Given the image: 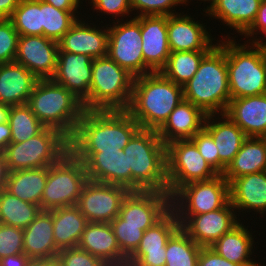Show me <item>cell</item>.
I'll use <instances>...</instances> for the list:
<instances>
[{
	"mask_svg": "<svg viewBox=\"0 0 266 266\" xmlns=\"http://www.w3.org/2000/svg\"><path fill=\"white\" fill-rule=\"evenodd\" d=\"M140 128L127 110H85L69 151L84 163L95 152L123 150Z\"/></svg>",
	"mask_w": 266,
	"mask_h": 266,
	"instance_id": "1",
	"label": "cell"
},
{
	"mask_svg": "<svg viewBox=\"0 0 266 266\" xmlns=\"http://www.w3.org/2000/svg\"><path fill=\"white\" fill-rule=\"evenodd\" d=\"M130 191L168 193L166 145L157 130L140 128L124 147Z\"/></svg>",
	"mask_w": 266,
	"mask_h": 266,
	"instance_id": "2",
	"label": "cell"
},
{
	"mask_svg": "<svg viewBox=\"0 0 266 266\" xmlns=\"http://www.w3.org/2000/svg\"><path fill=\"white\" fill-rule=\"evenodd\" d=\"M182 100V86L167 79L160 72H152L134 78L127 112L141 128L158 130Z\"/></svg>",
	"mask_w": 266,
	"mask_h": 266,
	"instance_id": "3",
	"label": "cell"
},
{
	"mask_svg": "<svg viewBox=\"0 0 266 266\" xmlns=\"http://www.w3.org/2000/svg\"><path fill=\"white\" fill-rule=\"evenodd\" d=\"M223 38L202 58L197 72L183 86L184 99L207 115L225 114L231 100Z\"/></svg>",
	"mask_w": 266,
	"mask_h": 266,
	"instance_id": "4",
	"label": "cell"
},
{
	"mask_svg": "<svg viewBox=\"0 0 266 266\" xmlns=\"http://www.w3.org/2000/svg\"><path fill=\"white\" fill-rule=\"evenodd\" d=\"M27 105L38 120L70 139L83 112L82 102L52 79L38 80Z\"/></svg>",
	"mask_w": 266,
	"mask_h": 266,
	"instance_id": "5",
	"label": "cell"
},
{
	"mask_svg": "<svg viewBox=\"0 0 266 266\" xmlns=\"http://www.w3.org/2000/svg\"><path fill=\"white\" fill-rule=\"evenodd\" d=\"M225 38L228 85L231 99L266 94L264 50L254 43L239 44Z\"/></svg>",
	"mask_w": 266,
	"mask_h": 266,
	"instance_id": "6",
	"label": "cell"
},
{
	"mask_svg": "<svg viewBox=\"0 0 266 266\" xmlns=\"http://www.w3.org/2000/svg\"><path fill=\"white\" fill-rule=\"evenodd\" d=\"M134 76L108 56L92 60V81L84 110H127Z\"/></svg>",
	"mask_w": 266,
	"mask_h": 266,
	"instance_id": "7",
	"label": "cell"
},
{
	"mask_svg": "<svg viewBox=\"0 0 266 266\" xmlns=\"http://www.w3.org/2000/svg\"><path fill=\"white\" fill-rule=\"evenodd\" d=\"M69 151V139L60 131L45 127L26 141L11 142L3 151L9 172L49 167Z\"/></svg>",
	"mask_w": 266,
	"mask_h": 266,
	"instance_id": "8",
	"label": "cell"
},
{
	"mask_svg": "<svg viewBox=\"0 0 266 266\" xmlns=\"http://www.w3.org/2000/svg\"><path fill=\"white\" fill-rule=\"evenodd\" d=\"M89 178L84 163L68 151L48 167V177L41 197L42 211L77 205Z\"/></svg>",
	"mask_w": 266,
	"mask_h": 266,
	"instance_id": "9",
	"label": "cell"
},
{
	"mask_svg": "<svg viewBox=\"0 0 266 266\" xmlns=\"http://www.w3.org/2000/svg\"><path fill=\"white\" fill-rule=\"evenodd\" d=\"M168 194L195 181H206L219 175L201 156L191 139L176 140L166 145Z\"/></svg>",
	"mask_w": 266,
	"mask_h": 266,
	"instance_id": "10",
	"label": "cell"
},
{
	"mask_svg": "<svg viewBox=\"0 0 266 266\" xmlns=\"http://www.w3.org/2000/svg\"><path fill=\"white\" fill-rule=\"evenodd\" d=\"M229 201V182L222 174L206 181H195L180 187L171 196L176 216H193L215 211Z\"/></svg>",
	"mask_w": 266,
	"mask_h": 266,
	"instance_id": "11",
	"label": "cell"
},
{
	"mask_svg": "<svg viewBox=\"0 0 266 266\" xmlns=\"http://www.w3.org/2000/svg\"><path fill=\"white\" fill-rule=\"evenodd\" d=\"M112 21L113 26L108 27L107 56L134 77L144 75L141 16L123 20V23L118 18Z\"/></svg>",
	"mask_w": 266,
	"mask_h": 266,
	"instance_id": "12",
	"label": "cell"
},
{
	"mask_svg": "<svg viewBox=\"0 0 266 266\" xmlns=\"http://www.w3.org/2000/svg\"><path fill=\"white\" fill-rule=\"evenodd\" d=\"M129 192L121 185L88 180L76 206L88 222L110 223L119 215L122 202Z\"/></svg>",
	"mask_w": 266,
	"mask_h": 266,
	"instance_id": "13",
	"label": "cell"
},
{
	"mask_svg": "<svg viewBox=\"0 0 266 266\" xmlns=\"http://www.w3.org/2000/svg\"><path fill=\"white\" fill-rule=\"evenodd\" d=\"M230 201L222 208L193 216H176L180 227L199 246L210 247L225 233L240 223Z\"/></svg>",
	"mask_w": 266,
	"mask_h": 266,
	"instance_id": "14",
	"label": "cell"
},
{
	"mask_svg": "<svg viewBox=\"0 0 266 266\" xmlns=\"http://www.w3.org/2000/svg\"><path fill=\"white\" fill-rule=\"evenodd\" d=\"M179 227L176 214L170 209L157 223L144 231L139 246L127 259L126 266H165L167 241Z\"/></svg>",
	"mask_w": 266,
	"mask_h": 266,
	"instance_id": "15",
	"label": "cell"
},
{
	"mask_svg": "<svg viewBox=\"0 0 266 266\" xmlns=\"http://www.w3.org/2000/svg\"><path fill=\"white\" fill-rule=\"evenodd\" d=\"M171 209V196L158 191H130L122 202V224L152 227Z\"/></svg>",
	"mask_w": 266,
	"mask_h": 266,
	"instance_id": "16",
	"label": "cell"
},
{
	"mask_svg": "<svg viewBox=\"0 0 266 266\" xmlns=\"http://www.w3.org/2000/svg\"><path fill=\"white\" fill-rule=\"evenodd\" d=\"M58 42L43 35L19 36L15 62L39 80L52 79L57 69Z\"/></svg>",
	"mask_w": 266,
	"mask_h": 266,
	"instance_id": "17",
	"label": "cell"
},
{
	"mask_svg": "<svg viewBox=\"0 0 266 266\" xmlns=\"http://www.w3.org/2000/svg\"><path fill=\"white\" fill-rule=\"evenodd\" d=\"M182 12L170 15L167 19V35L170 52L210 51L213 36L207 31V25ZM210 33V34H209Z\"/></svg>",
	"mask_w": 266,
	"mask_h": 266,
	"instance_id": "18",
	"label": "cell"
},
{
	"mask_svg": "<svg viewBox=\"0 0 266 266\" xmlns=\"http://www.w3.org/2000/svg\"><path fill=\"white\" fill-rule=\"evenodd\" d=\"M167 19L168 16H141L144 75L152 72H160L170 56Z\"/></svg>",
	"mask_w": 266,
	"mask_h": 266,
	"instance_id": "19",
	"label": "cell"
},
{
	"mask_svg": "<svg viewBox=\"0 0 266 266\" xmlns=\"http://www.w3.org/2000/svg\"><path fill=\"white\" fill-rule=\"evenodd\" d=\"M81 18L58 41V51L75 54H85L92 59L107 56L108 52V25L99 28L96 23H86ZM92 24V25H90ZM103 28V29H102Z\"/></svg>",
	"mask_w": 266,
	"mask_h": 266,
	"instance_id": "20",
	"label": "cell"
},
{
	"mask_svg": "<svg viewBox=\"0 0 266 266\" xmlns=\"http://www.w3.org/2000/svg\"><path fill=\"white\" fill-rule=\"evenodd\" d=\"M92 60L85 54L58 51L57 69L52 80L67 88L82 104L89 97Z\"/></svg>",
	"mask_w": 266,
	"mask_h": 266,
	"instance_id": "21",
	"label": "cell"
},
{
	"mask_svg": "<svg viewBox=\"0 0 266 266\" xmlns=\"http://www.w3.org/2000/svg\"><path fill=\"white\" fill-rule=\"evenodd\" d=\"M217 116L208 114L204 129L212 136L217 147L219 174H222L248 137L226 114H217Z\"/></svg>",
	"mask_w": 266,
	"mask_h": 266,
	"instance_id": "22",
	"label": "cell"
},
{
	"mask_svg": "<svg viewBox=\"0 0 266 266\" xmlns=\"http://www.w3.org/2000/svg\"><path fill=\"white\" fill-rule=\"evenodd\" d=\"M77 247L102 259L109 266H126L110 223L88 222Z\"/></svg>",
	"mask_w": 266,
	"mask_h": 266,
	"instance_id": "23",
	"label": "cell"
},
{
	"mask_svg": "<svg viewBox=\"0 0 266 266\" xmlns=\"http://www.w3.org/2000/svg\"><path fill=\"white\" fill-rule=\"evenodd\" d=\"M207 114L187 100H182L170 113L157 134L165 145L176 140L191 139L204 128Z\"/></svg>",
	"mask_w": 266,
	"mask_h": 266,
	"instance_id": "24",
	"label": "cell"
},
{
	"mask_svg": "<svg viewBox=\"0 0 266 266\" xmlns=\"http://www.w3.org/2000/svg\"><path fill=\"white\" fill-rule=\"evenodd\" d=\"M229 201L236 212L245 211L244 214L246 211L247 213L254 211L264 216L266 213V171L232 179L229 182Z\"/></svg>",
	"mask_w": 266,
	"mask_h": 266,
	"instance_id": "25",
	"label": "cell"
},
{
	"mask_svg": "<svg viewBox=\"0 0 266 266\" xmlns=\"http://www.w3.org/2000/svg\"><path fill=\"white\" fill-rule=\"evenodd\" d=\"M225 114L247 137L260 138L266 133V94L231 99Z\"/></svg>",
	"mask_w": 266,
	"mask_h": 266,
	"instance_id": "26",
	"label": "cell"
},
{
	"mask_svg": "<svg viewBox=\"0 0 266 266\" xmlns=\"http://www.w3.org/2000/svg\"><path fill=\"white\" fill-rule=\"evenodd\" d=\"M38 80L15 61L0 64V103L8 106L27 104Z\"/></svg>",
	"mask_w": 266,
	"mask_h": 266,
	"instance_id": "27",
	"label": "cell"
},
{
	"mask_svg": "<svg viewBox=\"0 0 266 266\" xmlns=\"http://www.w3.org/2000/svg\"><path fill=\"white\" fill-rule=\"evenodd\" d=\"M84 165L89 180L128 189V161L123 150L95 152Z\"/></svg>",
	"mask_w": 266,
	"mask_h": 266,
	"instance_id": "28",
	"label": "cell"
},
{
	"mask_svg": "<svg viewBox=\"0 0 266 266\" xmlns=\"http://www.w3.org/2000/svg\"><path fill=\"white\" fill-rule=\"evenodd\" d=\"M52 214L41 213L23 229L24 253L31 259H56L59 250L54 242Z\"/></svg>",
	"mask_w": 266,
	"mask_h": 266,
	"instance_id": "29",
	"label": "cell"
},
{
	"mask_svg": "<svg viewBox=\"0 0 266 266\" xmlns=\"http://www.w3.org/2000/svg\"><path fill=\"white\" fill-rule=\"evenodd\" d=\"M248 227L240 222L213 243L210 248L230 262L244 266H262L261 263L258 264L251 258L255 242L252 236L254 232L248 230Z\"/></svg>",
	"mask_w": 266,
	"mask_h": 266,
	"instance_id": "30",
	"label": "cell"
},
{
	"mask_svg": "<svg viewBox=\"0 0 266 266\" xmlns=\"http://www.w3.org/2000/svg\"><path fill=\"white\" fill-rule=\"evenodd\" d=\"M262 0H214L205 12L242 35L254 22ZM209 15V16H208Z\"/></svg>",
	"mask_w": 266,
	"mask_h": 266,
	"instance_id": "31",
	"label": "cell"
},
{
	"mask_svg": "<svg viewBox=\"0 0 266 266\" xmlns=\"http://www.w3.org/2000/svg\"><path fill=\"white\" fill-rule=\"evenodd\" d=\"M49 212L52 214L56 248L60 251L77 247L88 223L79 208L75 205L53 209Z\"/></svg>",
	"mask_w": 266,
	"mask_h": 266,
	"instance_id": "32",
	"label": "cell"
},
{
	"mask_svg": "<svg viewBox=\"0 0 266 266\" xmlns=\"http://www.w3.org/2000/svg\"><path fill=\"white\" fill-rule=\"evenodd\" d=\"M48 167L21 169L8 173L5 190L41 207V197L46 186Z\"/></svg>",
	"mask_w": 266,
	"mask_h": 266,
	"instance_id": "33",
	"label": "cell"
},
{
	"mask_svg": "<svg viewBox=\"0 0 266 266\" xmlns=\"http://www.w3.org/2000/svg\"><path fill=\"white\" fill-rule=\"evenodd\" d=\"M261 171H266L265 145L260 138L248 137L222 175L230 182L237 177Z\"/></svg>",
	"mask_w": 266,
	"mask_h": 266,
	"instance_id": "34",
	"label": "cell"
},
{
	"mask_svg": "<svg viewBox=\"0 0 266 266\" xmlns=\"http://www.w3.org/2000/svg\"><path fill=\"white\" fill-rule=\"evenodd\" d=\"M39 205L20 200L5 189L0 191V223L25 229L41 213Z\"/></svg>",
	"mask_w": 266,
	"mask_h": 266,
	"instance_id": "35",
	"label": "cell"
},
{
	"mask_svg": "<svg viewBox=\"0 0 266 266\" xmlns=\"http://www.w3.org/2000/svg\"><path fill=\"white\" fill-rule=\"evenodd\" d=\"M209 51L171 52L160 73L175 84L184 86L197 72L199 63Z\"/></svg>",
	"mask_w": 266,
	"mask_h": 266,
	"instance_id": "36",
	"label": "cell"
},
{
	"mask_svg": "<svg viewBox=\"0 0 266 266\" xmlns=\"http://www.w3.org/2000/svg\"><path fill=\"white\" fill-rule=\"evenodd\" d=\"M201 248L179 227L167 241L165 266H197Z\"/></svg>",
	"mask_w": 266,
	"mask_h": 266,
	"instance_id": "37",
	"label": "cell"
},
{
	"mask_svg": "<svg viewBox=\"0 0 266 266\" xmlns=\"http://www.w3.org/2000/svg\"><path fill=\"white\" fill-rule=\"evenodd\" d=\"M10 20L19 36L43 35L42 0H20Z\"/></svg>",
	"mask_w": 266,
	"mask_h": 266,
	"instance_id": "38",
	"label": "cell"
},
{
	"mask_svg": "<svg viewBox=\"0 0 266 266\" xmlns=\"http://www.w3.org/2000/svg\"><path fill=\"white\" fill-rule=\"evenodd\" d=\"M8 123L11 127V142L14 143L26 141L45 128L27 104L10 106Z\"/></svg>",
	"mask_w": 266,
	"mask_h": 266,
	"instance_id": "39",
	"label": "cell"
},
{
	"mask_svg": "<svg viewBox=\"0 0 266 266\" xmlns=\"http://www.w3.org/2000/svg\"><path fill=\"white\" fill-rule=\"evenodd\" d=\"M78 12L60 10L42 1L43 36L58 42L79 19Z\"/></svg>",
	"mask_w": 266,
	"mask_h": 266,
	"instance_id": "40",
	"label": "cell"
},
{
	"mask_svg": "<svg viewBox=\"0 0 266 266\" xmlns=\"http://www.w3.org/2000/svg\"><path fill=\"white\" fill-rule=\"evenodd\" d=\"M122 254L128 259L137 249L143 237V225L122 224L118 215L110 222Z\"/></svg>",
	"mask_w": 266,
	"mask_h": 266,
	"instance_id": "41",
	"label": "cell"
},
{
	"mask_svg": "<svg viewBox=\"0 0 266 266\" xmlns=\"http://www.w3.org/2000/svg\"><path fill=\"white\" fill-rule=\"evenodd\" d=\"M130 2L132 13L134 11L133 17L151 15L170 16L177 14L175 6L178 7V4L181 6L180 0H130ZM136 10L137 13L135 14Z\"/></svg>",
	"mask_w": 266,
	"mask_h": 266,
	"instance_id": "42",
	"label": "cell"
},
{
	"mask_svg": "<svg viewBox=\"0 0 266 266\" xmlns=\"http://www.w3.org/2000/svg\"><path fill=\"white\" fill-rule=\"evenodd\" d=\"M19 34L10 19H0V64L15 61Z\"/></svg>",
	"mask_w": 266,
	"mask_h": 266,
	"instance_id": "43",
	"label": "cell"
},
{
	"mask_svg": "<svg viewBox=\"0 0 266 266\" xmlns=\"http://www.w3.org/2000/svg\"><path fill=\"white\" fill-rule=\"evenodd\" d=\"M56 261L58 266H109L102 259L79 247L60 250Z\"/></svg>",
	"mask_w": 266,
	"mask_h": 266,
	"instance_id": "44",
	"label": "cell"
},
{
	"mask_svg": "<svg viewBox=\"0 0 266 266\" xmlns=\"http://www.w3.org/2000/svg\"><path fill=\"white\" fill-rule=\"evenodd\" d=\"M24 253L23 229L0 223V259Z\"/></svg>",
	"mask_w": 266,
	"mask_h": 266,
	"instance_id": "45",
	"label": "cell"
},
{
	"mask_svg": "<svg viewBox=\"0 0 266 266\" xmlns=\"http://www.w3.org/2000/svg\"><path fill=\"white\" fill-rule=\"evenodd\" d=\"M191 140L196 144L201 156L219 174V155L212 136L203 128Z\"/></svg>",
	"mask_w": 266,
	"mask_h": 266,
	"instance_id": "46",
	"label": "cell"
},
{
	"mask_svg": "<svg viewBox=\"0 0 266 266\" xmlns=\"http://www.w3.org/2000/svg\"><path fill=\"white\" fill-rule=\"evenodd\" d=\"M91 2V3H90ZM88 1L89 4H92V8H94V11L106 15H111L115 17V19L120 16L123 21V17H130L131 19V12H132V7H131V2L130 0H90ZM130 15V16H129Z\"/></svg>",
	"mask_w": 266,
	"mask_h": 266,
	"instance_id": "47",
	"label": "cell"
},
{
	"mask_svg": "<svg viewBox=\"0 0 266 266\" xmlns=\"http://www.w3.org/2000/svg\"><path fill=\"white\" fill-rule=\"evenodd\" d=\"M259 30V31H258ZM266 30V1L262 0L259 5V9L253 24L242 34L245 38H249L247 41L253 43L257 39L258 33H262ZM257 34V35H256ZM256 35V36H255ZM254 36V37H253Z\"/></svg>",
	"mask_w": 266,
	"mask_h": 266,
	"instance_id": "48",
	"label": "cell"
},
{
	"mask_svg": "<svg viewBox=\"0 0 266 266\" xmlns=\"http://www.w3.org/2000/svg\"><path fill=\"white\" fill-rule=\"evenodd\" d=\"M197 266H244L228 261L218 255L210 247H202L198 256Z\"/></svg>",
	"mask_w": 266,
	"mask_h": 266,
	"instance_id": "49",
	"label": "cell"
},
{
	"mask_svg": "<svg viewBox=\"0 0 266 266\" xmlns=\"http://www.w3.org/2000/svg\"><path fill=\"white\" fill-rule=\"evenodd\" d=\"M30 259L25 253L6 256L0 259V266H26Z\"/></svg>",
	"mask_w": 266,
	"mask_h": 266,
	"instance_id": "50",
	"label": "cell"
},
{
	"mask_svg": "<svg viewBox=\"0 0 266 266\" xmlns=\"http://www.w3.org/2000/svg\"><path fill=\"white\" fill-rule=\"evenodd\" d=\"M42 1L50 5H53L57 9L66 10V11H77L81 3H83L81 0H42Z\"/></svg>",
	"mask_w": 266,
	"mask_h": 266,
	"instance_id": "51",
	"label": "cell"
},
{
	"mask_svg": "<svg viewBox=\"0 0 266 266\" xmlns=\"http://www.w3.org/2000/svg\"><path fill=\"white\" fill-rule=\"evenodd\" d=\"M20 0H0V19H10Z\"/></svg>",
	"mask_w": 266,
	"mask_h": 266,
	"instance_id": "52",
	"label": "cell"
},
{
	"mask_svg": "<svg viewBox=\"0 0 266 266\" xmlns=\"http://www.w3.org/2000/svg\"><path fill=\"white\" fill-rule=\"evenodd\" d=\"M11 143V127L8 122L0 123V151L3 152Z\"/></svg>",
	"mask_w": 266,
	"mask_h": 266,
	"instance_id": "53",
	"label": "cell"
},
{
	"mask_svg": "<svg viewBox=\"0 0 266 266\" xmlns=\"http://www.w3.org/2000/svg\"><path fill=\"white\" fill-rule=\"evenodd\" d=\"M8 173L9 171L5 162L4 154L0 151V191L5 189Z\"/></svg>",
	"mask_w": 266,
	"mask_h": 266,
	"instance_id": "54",
	"label": "cell"
},
{
	"mask_svg": "<svg viewBox=\"0 0 266 266\" xmlns=\"http://www.w3.org/2000/svg\"><path fill=\"white\" fill-rule=\"evenodd\" d=\"M26 266H58L56 259H30Z\"/></svg>",
	"mask_w": 266,
	"mask_h": 266,
	"instance_id": "55",
	"label": "cell"
},
{
	"mask_svg": "<svg viewBox=\"0 0 266 266\" xmlns=\"http://www.w3.org/2000/svg\"><path fill=\"white\" fill-rule=\"evenodd\" d=\"M10 106L0 103V123L8 122Z\"/></svg>",
	"mask_w": 266,
	"mask_h": 266,
	"instance_id": "56",
	"label": "cell"
},
{
	"mask_svg": "<svg viewBox=\"0 0 266 266\" xmlns=\"http://www.w3.org/2000/svg\"><path fill=\"white\" fill-rule=\"evenodd\" d=\"M262 34H264L263 36L265 38L264 37H261V36H258L259 38H257L253 43L255 45L259 46L260 48H262L264 51H266V41H265L266 40V30Z\"/></svg>",
	"mask_w": 266,
	"mask_h": 266,
	"instance_id": "57",
	"label": "cell"
},
{
	"mask_svg": "<svg viewBox=\"0 0 266 266\" xmlns=\"http://www.w3.org/2000/svg\"><path fill=\"white\" fill-rule=\"evenodd\" d=\"M199 1H203L204 3L206 2V1H208V3H209V1H210V5H208L206 8H204V12H206L210 7H211V5H212V3H213V1L214 0H199ZM187 2V3H186ZM180 3H181V5L183 6V4H187L188 5V3H189V0H180Z\"/></svg>",
	"mask_w": 266,
	"mask_h": 266,
	"instance_id": "58",
	"label": "cell"
},
{
	"mask_svg": "<svg viewBox=\"0 0 266 266\" xmlns=\"http://www.w3.org/2000/svg\"><path fill=\"white\" fill-rule=\"evenodd\" d=\"M260 139L263 141L265 148H266V133L260 137Z\"/></svg>",
	"mask_w": 266,
	"mask_h": 266,
	"instance_id": "59",
	"label": "cell"
},
{
	"mask_svg": "<svg viewBox=\"0 0 266 266\" xmlns=\"http://www.w3.org/2000/svg\"><path fill=\"white\" fill-rule=\"evenodd\" d=\"M265 63H266V51H264Z\"/></svg>",
	"mask_w": 266,
	"mask_h": 266,
	"instance_id": "60",
	"label": "cell"
}]
</instances>
